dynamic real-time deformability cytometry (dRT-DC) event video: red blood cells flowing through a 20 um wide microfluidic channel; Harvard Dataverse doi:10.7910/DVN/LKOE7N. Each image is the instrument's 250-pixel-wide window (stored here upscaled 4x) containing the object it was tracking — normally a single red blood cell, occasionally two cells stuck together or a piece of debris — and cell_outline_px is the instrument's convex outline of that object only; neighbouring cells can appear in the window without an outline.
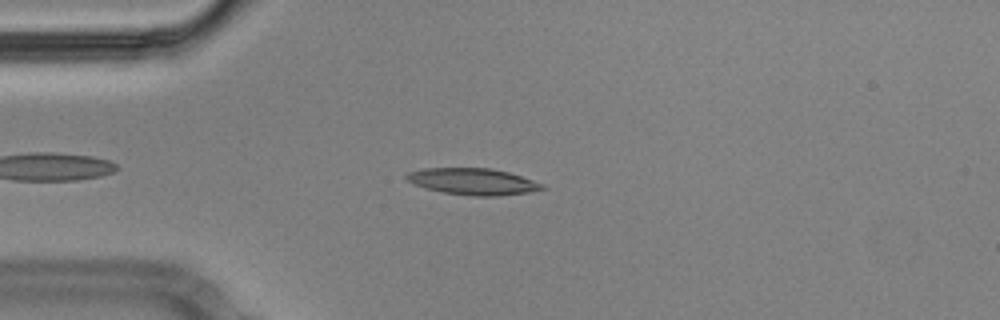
{"species": "Egyptian fruit bat (a non-hibernating species)", "species_latin": "Rousettus aegyptiacus", "temperature_condition": "cold", "stored_images_in_passage": 45, "camera_frame_rate_fps": 3000, "um_per_image_px": 0.085, "animal": {"sex": "male"}, "frame": {"image": 1, "passage_image": 8, "time_ms": 2.333, "image_size_px": [1000, 320], "cell_outline_px": [[548, 188], [528, 192], [496, 196], [472, 196], [444, 192], [428, 188], [416, 184], [408, 180], [404, 176], [408, 172], [424, 168], [488, 168], [508, 172], [544, 184]], "centroid_in_image_um": [40.22, 15.42], "position_along_channel_um": 44.8, "area_um2": 20.69}}
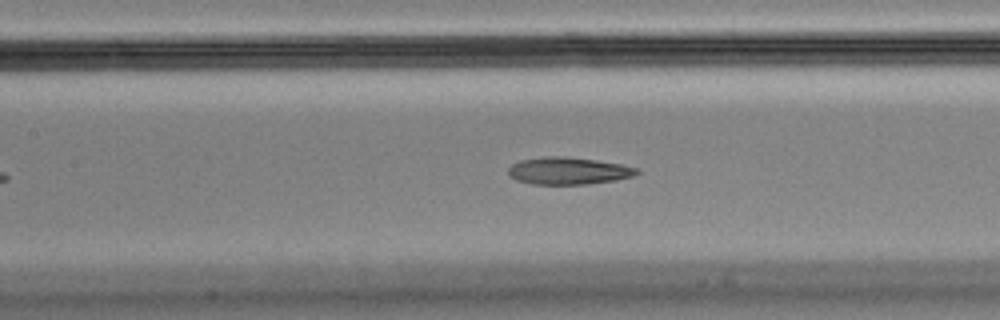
{"frame": {"image": 2, "passage_image": 19, "time_ms": 6.0, "image_size_px": [1000, 320], "cell_outline_px": [[640, 172], [632, 176], [616, 180], [584, 184], [532, 184], [516, 180], [508, 176], [508, 168], [512, 164], [520, 160], [548, 156], [564, 156], [596, 160], [620, 164], [640, 168]], "centroid_in_image_um": [48.29, 14.52], "position_along_channel_um": 159.1, "area_um2": 20.4}}
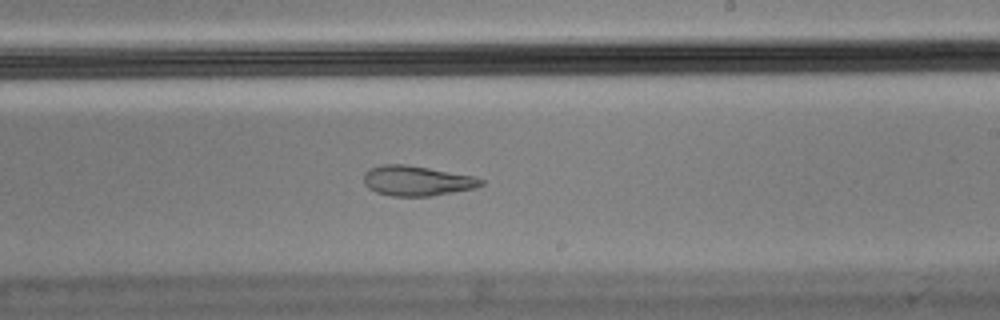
{"frame": {"image": 3, "passage_image": 27, "time_ms": 8.667, "image_size_px": [1000, 320], "cell_outline_px": [[484, 184], [476, 188], [428, 196], [392, 196], [376, 192], [368, 188], [364, 184], [364, 172], [368, 168], [380, 164], [404, 164], [428, 168], [472, 176], [484, 180]], "centroid_in_image_um": [35.38, 15.36], "position_along_channel_um": 253.6, "area_um2": 20.46}, "authors_computed_cell_mechanics": {"area_um2": 20.6924, "velocity_mm_per_s": 3.5505, "shape_relaxation_time_tau1_ms": null, "shape_relaxation_time_tau2_ms": 1.8858, "deformation_change_tau1": null, "deformation_change_tau2": 0.0883}}